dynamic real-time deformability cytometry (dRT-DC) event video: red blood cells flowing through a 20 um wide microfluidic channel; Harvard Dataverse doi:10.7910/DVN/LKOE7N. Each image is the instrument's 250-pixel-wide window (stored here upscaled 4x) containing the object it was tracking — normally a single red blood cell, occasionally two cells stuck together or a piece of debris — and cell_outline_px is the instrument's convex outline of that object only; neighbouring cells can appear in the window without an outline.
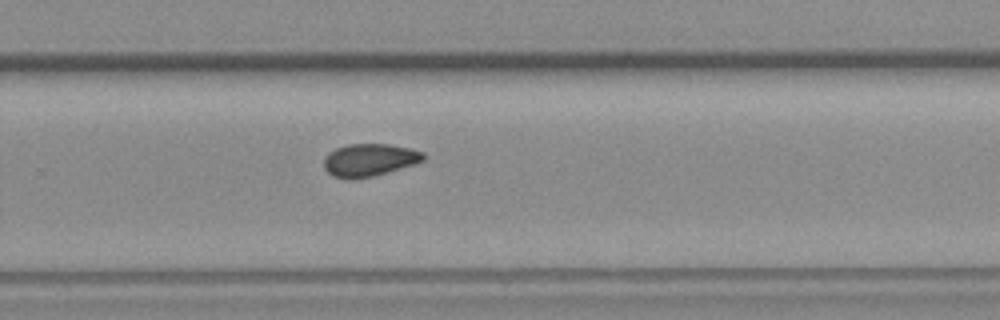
{"species": "common noctule bat (a hibernating species)", "species_latin": "Nyctalus noctula", "temperature_condition": "room temperature", "stored_images_in_passage": 10, "camera_frame_rate_fps": 3000, "um_per_image_px": 0.085, "animal": {"sex": "female", "body_mass_g": 19.3, "forearm_length_mm": 54.1}, "frame": {"image": 1, "passage_image": 10, "time_ms": 11.333, "image_size_px": [1000, 320], "cell_outline_px": [[424, 160], [388, 172], [372, 176], [352, 180], [348, 180], [332, 176], [324, 168], [324, 156], [328, 152], [336, 148], [348, 144], [388, 144], [408, 148], [424, 152]], "centroid_in_image_um": [31.33, 13.6], "position_along_channel_um": 298.5, "area_um2": 18.9}}